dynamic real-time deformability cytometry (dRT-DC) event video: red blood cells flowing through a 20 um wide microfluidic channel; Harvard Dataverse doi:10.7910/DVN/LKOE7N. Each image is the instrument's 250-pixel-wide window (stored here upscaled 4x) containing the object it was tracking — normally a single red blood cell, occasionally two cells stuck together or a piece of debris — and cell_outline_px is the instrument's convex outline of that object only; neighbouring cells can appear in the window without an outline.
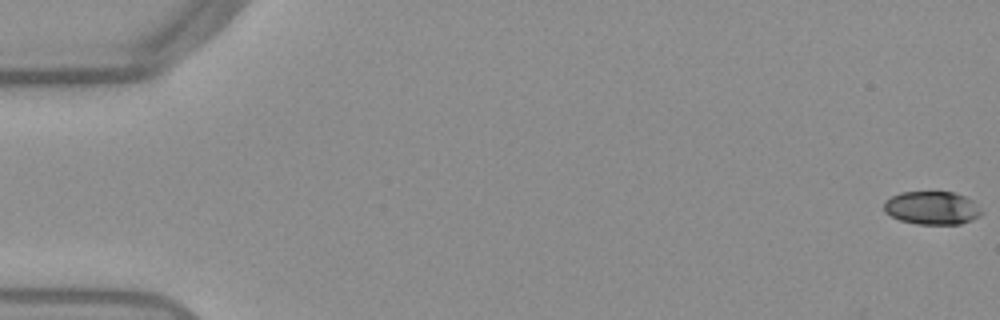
{"species": "Egyptian fruit bat (a non-hibernating species)", "species_latin": "Rousettus aegyptiacus", "temperature_condition": "warm", "stored_images_in_passage": 47, "camera_frame_rate_fps": 3000, "um_per_image_px": 0.085, "frame": {"image": 1, "passage_image": 1, "time_ms": 0.0, "image_size_px": [1000, 320], "cell_outline_px": [[984, 212], [980, 216], [972, 220], [960, 224], [916, 224], [900, 220], [884, 212], [884, 200], [900, 192], [952, 192], [964, 196], [972, 200]], "centroid_in_image_um": [79.22, 17.68], "position_along_channel_um": 5.8, "area_um2": 18.96}}
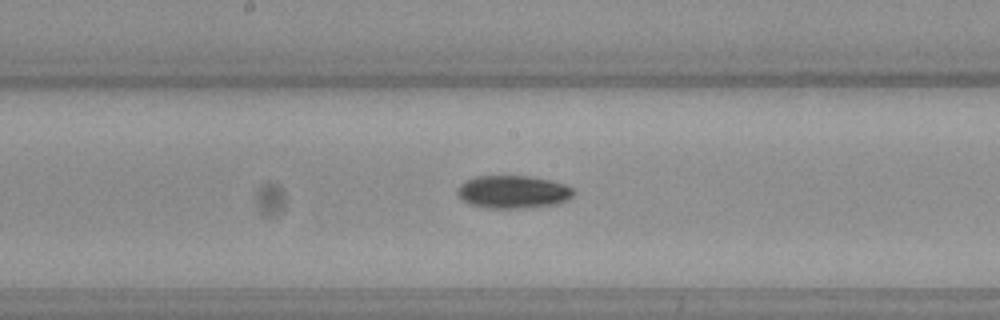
{"frame": {"image": 2, "passage_image": 29, "time_ms": 9.333, "image_size_px": [1000, 320], "cell_outline_px": [[576, 192], [568, 200], [560, 204], [532, 208], [484, 208], [468, 204], [460, 200], [456, 192], [456, 188], [464, 180], [476, 176], [532, 176], [552, 180], [564, 184], [572, 188]], "centroid_in_image_um": [43.59, 16.32], "position_along_channel_um": 204.6, "area_um2": 22.95}}
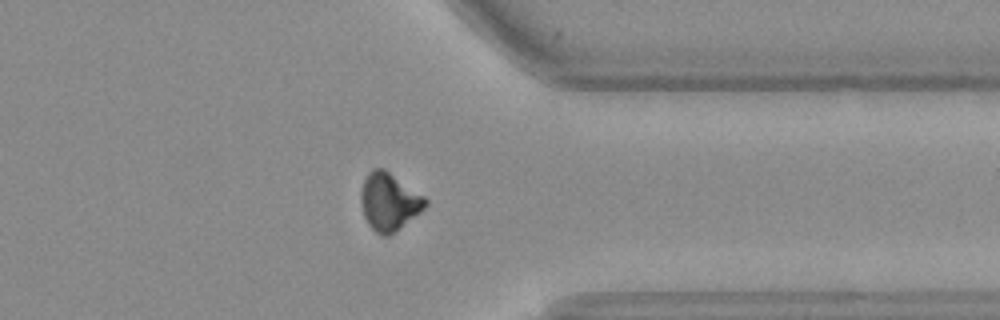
{"frame": {"image": 3, "passage_image": 43, "time_ms": 14.0, "image_size_px": [1000, 320], "cell_outline_px": [[428, 204], [420, 212], [388, 236], [380, 236], [368, 224], [364, 216], [360, 204], [360, 192], [364, 180], [368, 172], [372, 168], [384, 168], [424, 196], [428, 200]], "centroid_in_image_um": [33.04, 17.13], "position_along_channel_um": 378.4, "area_um2": 21.56}}